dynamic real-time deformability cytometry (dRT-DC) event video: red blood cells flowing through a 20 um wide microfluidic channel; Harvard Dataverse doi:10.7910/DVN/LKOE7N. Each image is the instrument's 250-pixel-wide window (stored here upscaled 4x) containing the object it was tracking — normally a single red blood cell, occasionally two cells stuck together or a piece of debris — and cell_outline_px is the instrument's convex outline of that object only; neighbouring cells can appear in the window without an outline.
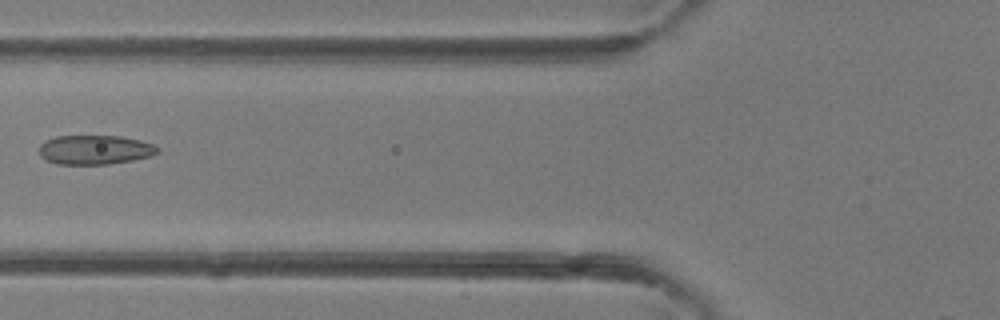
{"species": "common noctule bat (a hibernating species)", "species_latin": "Nyctalus noctula", "temperature_condition": "room temperature", "stored_images_in_passage": 5, "camera_frame_rate_fps": 3000, "um_per_image_px": 0.085, "animal": {"sex": "female"}, "frame": {"image": 1, "passage_image": 5, "time_ms": 4.667, "image_size_px": [1000, 320], "cell_outline_px": [[160, 152], [152, 156], [132, 160], [108, 164], [56, 164], [40, 156], [40, 144], [44, 140], [56, 136], [120, 136], [140, 140], [152, 144], [160, 148]], "centroid_in_image_um": [8.08, 12.73], "position_along_channel_um": 117.7, "area_um2": 20.29}}